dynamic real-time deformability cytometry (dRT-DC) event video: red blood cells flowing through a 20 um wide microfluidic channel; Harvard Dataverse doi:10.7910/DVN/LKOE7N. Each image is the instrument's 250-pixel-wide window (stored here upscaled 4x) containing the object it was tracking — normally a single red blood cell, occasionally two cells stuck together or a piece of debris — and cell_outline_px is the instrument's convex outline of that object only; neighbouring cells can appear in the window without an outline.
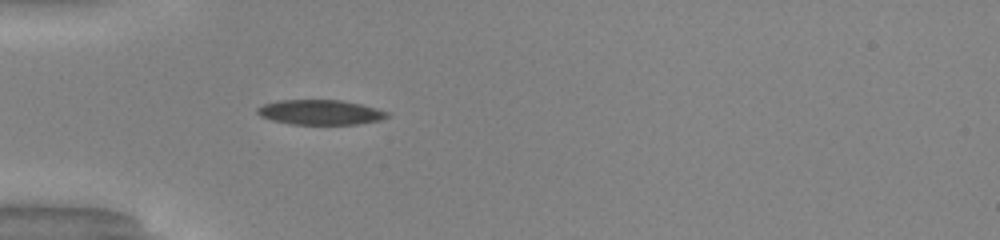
{"species": "common noctule bat (a hibernating species)", "species_latin": "Nyctalus noctula", "temperature_condition": "warm", "stored_images_in_passage": 35, "camera_frame_rate_fps": 3000, "um_per_image_px": 0.085, "animal": {"sex": "male", "body_mass_g": 20.0, "forearm_length_mm": 53.3}, "frame": {"image": 1, "passage_image": 1, "time_ms": 0.0, "image_size_px": [1000, 240], "cell_outline_px": [[388, 116], [380, 120], [356, 124], [288, 124], [272, 120], [260, 116], [256, 112], [256, 108], [264, 104], [276, 100], [340, 100], [360, 104], [376, 108], [388, 112]], "centroid_in_image_um": [27.17, 9.54], "position_along_channel_um": 57.8, "area_um2": 18.79}}
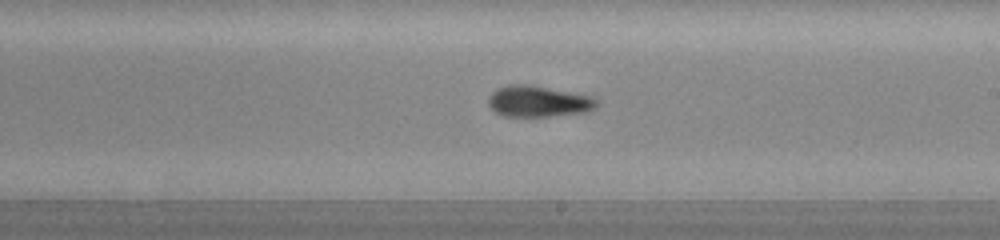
{"frame": {"image": 2, "passage_image": 15, "time_ms": 4.667, "image_size_px": [1000, 240], "cell_outline_px": [[600, 104], [596, 108], [588, 112], [548, 116], [504, 116], [496, 112], [488, 104], [488, 96], [492, 92], [508, 84], [528, 84], [592, 96]], "centroid_in_image_um": [45.78, 8.62], "position_along_channel_um": 243.2, "area_um2": 19.65}}
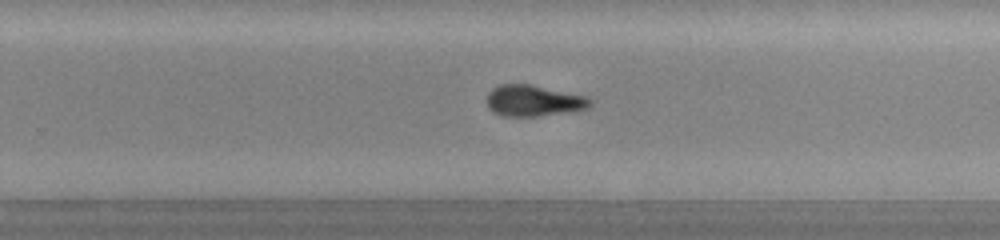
{"frame": {"image": 3, "passage_image": 18, "time_ms": 5.667, "image_size_px": [1000, 240], "cell_outline_px": [[592, 104], [588, 108], [536, 116], [504, 116], [492, 112], [488, 108], [488, 92], [492, 88], [500, 84], [532, 84], [588, 96], [592, 100]], "centroid_in_image_um": [45.35, 8.54], "position_along_channel_um": 284.5, "area_um2": 18.79}, "authors_computed_cell_mechanics": {"area_um2": 19.1896, "velocity_mm_per_s": 4.1375, "shape_relaxation_time_tau1_ms": null, "shape_relaxation_time_tau2_ms": 3.9114, "deformation_change_tau1": null, "deformation_change_tau2": 0.1241}}